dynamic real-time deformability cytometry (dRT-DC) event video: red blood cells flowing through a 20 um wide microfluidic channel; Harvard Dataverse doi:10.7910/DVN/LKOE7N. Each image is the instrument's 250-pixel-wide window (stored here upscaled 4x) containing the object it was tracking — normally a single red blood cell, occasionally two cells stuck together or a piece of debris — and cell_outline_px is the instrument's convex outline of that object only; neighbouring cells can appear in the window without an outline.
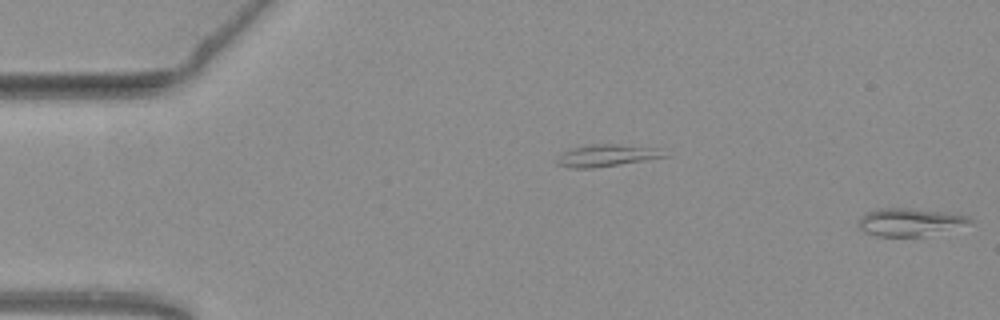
{"species": "common noctule bat (a hibernating species)", "species_latin": "Nyctalus noctula", "temperature_condition": "warm", "stored_images_in_passage": 12, "segment_of_instrument_passage": [2, 2], "camera_frame_rate_fps": 3000, "um_per_image_px": 0.085, "animal": {"sex": "female", "body_mass_g": 19.3, "forearm_length_mm": 54.1}, "frame": {"image": 1, "passage_image": 12, "time_ms": 3.667, "image_size_px": [1000, 320], "cell_outline_px": [[972, 220], [924, 236], [880, 236], [864, 232], [860, 228], [860, 220], [868, 212], [880, 208], [912, 208], [944, 212], [968, 216]], "centroid_in_image_um": [77.23, 18.86], "position_along_channel_um": 7.8, "area_um2": 17.05}}